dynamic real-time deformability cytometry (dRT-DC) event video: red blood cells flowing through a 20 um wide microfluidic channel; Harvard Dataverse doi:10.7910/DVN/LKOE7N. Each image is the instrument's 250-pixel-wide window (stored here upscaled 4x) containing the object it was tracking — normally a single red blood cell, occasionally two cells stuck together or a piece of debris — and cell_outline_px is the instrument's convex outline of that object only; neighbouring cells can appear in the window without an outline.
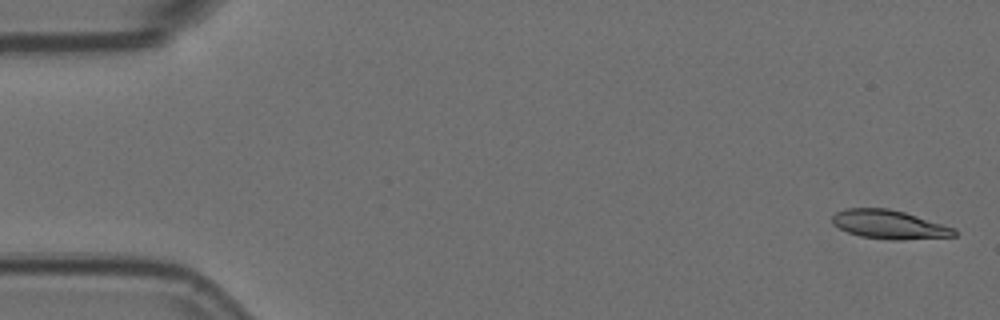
{"species": "Egyptian fruit bat (a non-hibernating species)", "species_latin": "Rousettus aegyptiacus", "temperature_condition": "room temperature", "stored_images_in_passage": 2, "camera_frame_rate_fps": 3000, "um_per_image_px": 0.085, "animal": {"sex": "female"}, "frame": {"image": 1, "passage_image": 1, "time_ms": 0.0, "image_size_px": [1000, 320], "cell_outline_px": [[956, 236], [900, 240], [896, 240], [860, 236], [848, 232], [832, 224], [832, 216], [836, 212], [844, 208], [888, 208], [904, 212], [944, 224], [956, 228]], "centroid_in_image_um": [75.59, 19.08], "position_along_channel_um": 9.4, "area_um2": 20.46}}